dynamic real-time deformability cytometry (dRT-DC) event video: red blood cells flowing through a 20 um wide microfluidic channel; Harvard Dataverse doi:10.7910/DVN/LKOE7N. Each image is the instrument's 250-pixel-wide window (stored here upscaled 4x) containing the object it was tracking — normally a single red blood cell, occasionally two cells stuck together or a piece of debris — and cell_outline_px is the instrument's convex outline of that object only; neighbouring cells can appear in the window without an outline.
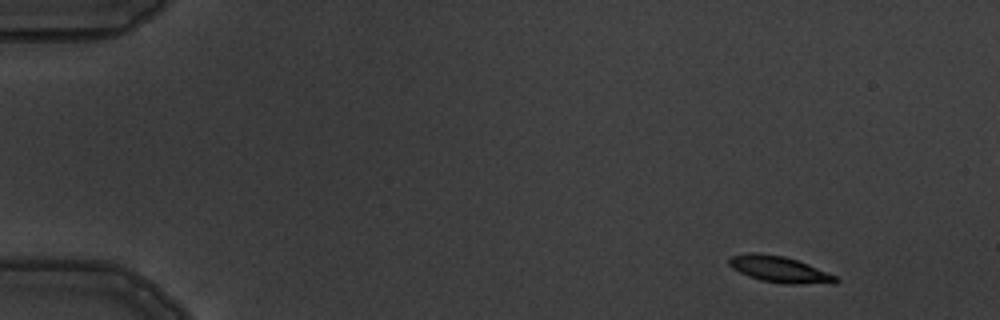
{"species": "common noctule bat (a hibernating species)", "species_latin": "Nyctalus noctula", "temperature_condition": "warm", "stored_images_in_passage": 6, "camera_frame_rate_fps": 3000, "um_per_image_px": 0.085, "animal": {"sex": "male", "body_mass_g": 19.5, "forearm_length_mm": 54.6}, "frame": {"image": 1, "passage_image": 1, "time_ms": 0.0, "image_size_px": [1000, 320], "cell_outline_px": [[840, 280], [836, 284], [784, 284], [760, 280], [748, 276], [732, 268], [728, 264], [728, 256], [748, 252], [756, 252], [784, 256], [808, 264], [836, 276]], "centroid_in_image_um": [66.24, 22.9], "position_along_channel_um": 18.8, "area_um2": 16.59}}